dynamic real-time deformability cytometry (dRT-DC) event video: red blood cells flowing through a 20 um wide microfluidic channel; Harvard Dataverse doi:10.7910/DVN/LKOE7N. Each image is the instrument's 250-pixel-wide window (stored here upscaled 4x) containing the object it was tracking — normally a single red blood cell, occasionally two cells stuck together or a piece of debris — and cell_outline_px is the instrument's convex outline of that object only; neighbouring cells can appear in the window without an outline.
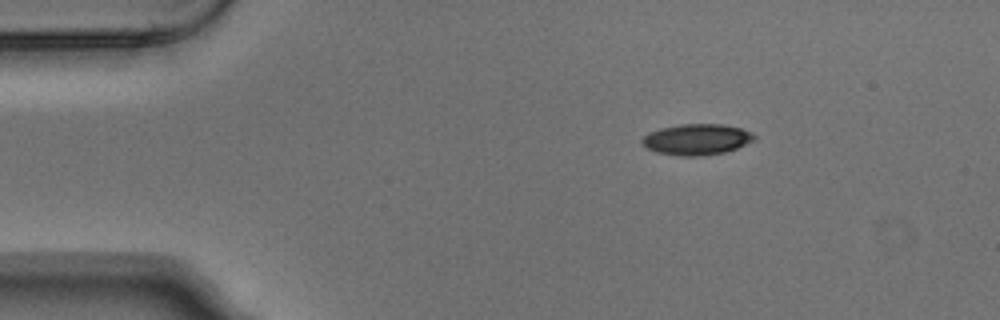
{"species": "Egyptian fruit bat (a non-hibernating species)", "species_latin": "Rousettus aegyptiacus", "temperature_condition": "warm", "stored_images_in_passage": 2, "camera_frame_rate_fps": 3000, "um_per_image_px": 0.085, "animal": {"sex": "male"}, "frame": {"image": 1, "passage_image": 1, "time_ms": 0.0, "image_size_px": [1000, 320], "cell_outline_px": [[756, 140], [736, 148], [724, 152], [704, 156], [680, 156], [656, 152], [648, 148], [640, 140], [648, 132], [660, 128], [680, 124], [720, 124], [740, 128], [752, 132], [756, 136]], "centroid_in_image_um": [59.23, 11.85], "position_along_channel_um": 25.8, "area_um2": 20.29}}